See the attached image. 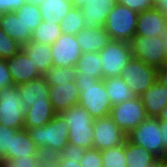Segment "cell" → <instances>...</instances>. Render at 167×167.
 Listing matches in <instances>:
<instances>
[{"instance_id": "6da1fadb", "label": "cell", "mask_w": 167, "mask_h": 167, "mask_svg": "<svg viewBox=\"0 0 167 167\" xmlns=\"http://www.w3.org/2000/svg\"><path fill=\"white\" fill-rule=\"evenodd\" d=\"M74 82L80 93L78 105L87 110L92 118L97 119L110 115L112 105L103 79H90L77 73Z\"/></svg>"}, {"instance_id": "7a4b0ae2", "label": "cell", "mask_w": 167, "mask_h": 167, "mask_svg": "<svg viewBox=\"0 0 167 167\" xmlns=\"http://www.w3.org/2000/svg\"><path fill=\"white\" fill-rule=\"evenodd\" d=\"M29 137L44 154L57 155L67 145L69 128L60 114L44 126L26 129Z\"/></svg>"}, {"instance_id": "3957f363", "label": "cell", "mask_w": 167, "mask_h": 167, "mask_svg": "<svg viewBox=\"0 0 167 167\" xmlns=\"http://www.w3.org/2000/svg\"><path fill=\"white\" fill-rule=\"evenodd\" d=\"M69 128L68 142L84 149L93 148L94 118L79 105L59 113Z\"/></svg>"}, {"instance_id": "277c9868", "label": "cell", "mask_w": 167, "mask_h": 167, "mask_svg": "<svg viewBox=\"0 0 167 167\" xmlns=\"http://www.w3.org/2000/svg\"><path fill=\"white\" fill-rule=\"evenodd\" d=\"M162 136L158 117L148 116L127 135V139L148 150L158 159L166 161L167 150Z\"/></svg>"}, {"instance_id": "5b68a950", "label": "cell", "mask_w": 167, "mask_h": 167, "mask_svg": "<svg viewBox=\"0 0 167 167\" xmlns=\"http://www.w3.org/2000/svg\"><path fill=\"white\" fill-rule=\"evenodd\" d=\"M27 108L18 86L0 89V124L11 129H23Z\"/></svg>"}, {"instance_id": "8992f818", "label": "cell", "mask_w": 167, "mask_h": 167, "mask_svg": "<svg viewBox=\"0 0 167 167\" xmlns=\"http://www.w3.org/2000/svg\"><path fill=\"white\" fill-rule=\"evenodd\" d=\"M139 13L116 3L104 24L111 40L130 42L135 36Z\"/></svg>"}, {"instance_id": "52a82bcc", "label": "cell", "mask_w": 167, "mask_h": 167, "mask_svg": "<svg viewBox=\"0 0 167 167\" xmlns=\"http://www.w3.org/2000/svg\"><path fill=\"white\" fill-rule=\"evenodd\" d=\"M129 44L133 58L141 60L147 65L158 69L167 62L162 36L144 37L142 35H135Z\"/></svg>"}, {"instance_id": "ba28073f", "label": "cell", "mask_w": 167, "mask_h": 167, "mask_svg": "<svg viewBox=\"0 0 167 167\" xmlns=\"http://www.w3.org/2000/svg\"><path fill=\"white\" fill-rule=\"evenodd\" d=\"M99 54L102 63V79L120 77L122 69L133 57L130 44L119 40H110Z\"/></svg>"}, {"instance_id": "9c48e42d", "label": "cell", "mask_w": 167, "mask_h": 167, "mask_svg": "<svg viewBox=\"0 0 167 167\" xmlns=\"http://www.w3.org/2000/svg\"><path fill=\"white\" fill-rule=\"evenodd\" d=\"M157 68L145 64L141 60L131 58L122 69L120 77L129 86L131 91L140 97L157 81Z\"/></svg>"}, {"instance_id": "30bf717a", "label": "cell", "mask_w": 167, "mask_h": 167, "mask_svg": "<svg viewBox=\"0 0 167 167\" xmlns=\"http://www.w3.org/2000/svg\"><path fill=\"white\" fill-rule=\"evenodd\" d=\"M110 117L128 135L141 122L146 120L148 116L141 98L135 97L112 106Z\"/></svg>"}, {"instance_id": "8fae6325", "label": "cell", "mask_w": 167, "mask_h": 167, "mask_svg": "<svg viewBox=\"0 0 167 167\" xmlns=\"http://www.w3.org/2000/svg\"><path fill=\"white\" fill-rule=\"evenodd\" d=\"M127 140L125 134L109 116L93 121V148L106 150L123 145Z\"/></svg>"}, {"instance_id": "7c38bea8", "label": "cell", "mask_w": 167, "mask_h": 167, "mask_svg": "<svg viewBox=\"0 0 167 167\" xmlns=\"http://www.w3.org/2000/svg\"><path fill=\"white\" fill-rule=\"evenodd\" d=\"M53 66H76L82 55L75 35L62 33L56 42L51 45Z\"/></svg>"}, {"instance_id": "4fadbf2b", "label": "cell", "mask_w": 167, "mask_h": 167, "mask_svg": "<svg viewBox=\"0 0 167 167\" xmlns=\"http://www.w3.org/2000/svg\"><path fill=\"white\" fill-rule=\"evenodd\" d=\"M7 65L13 83L16 86L42 77L38 72L37 67L22 49L10 59H7Z\"/></svg>"}, {"instance_id": "5bb4252c", "label": "cell", "mask_w": 167, "mask_h": 167, "mask_svg": "<svg viewBox=\"0 0 167 167\" xmlns=\"http://www.w3.org/2000/svg\"><path fill=\"white\" fill-rule=\"evenodd\" d=\"M80 93L75 82L57 83L49 86V99L54 111L60 112L78 105Z\"/></svg>"}, {"instance_id": "9a60e30c", "label": "cell", "mask_w": 167, "mask_h": 167, "mask_svg": "<svg viewBox=\"0 0 167 167\" xmlns=\"http://www.w3.org/2000/svg\"><path fill=\"white\" fill-rule=\"evenodd\" d=\"M167 30V22L162 12L153 7L139 13L135 35L144 37L163 36Z\"/></svg>"}, {"instance_id": "2e32d148", "label": "cell", "mask_w": 167, "mask_h": 167, "mask_svg": "<svg viewBox=\"0 0 167 167\" xmlns=\"http://www.w3.org/2000/svg\"><path fill=\"white\" fill-rule=\"evenodd\" d=\"M116 3L117 0H90L81 6L85 28L104 26L107 15Z\"/></svg>"}, {"instance_id": "e0dca14e", "label": "cell", "mask_w": 167, "mask_h": 167, "mask_svg": "<svg viewBox=\"0 0 167 167\" xmlns=\"http://www.w3.org/2000/svg\"><path fill=\"white\" fill-rule=\"evenodd\" d=\"M76 38L82 53L99 52L111 40L104 26L83 28L76 35Z\"/></svg>"}, {"instance_id": "ac0fdd59", "label": "cell", "mask_w": 167, "mask_h": 167, "mask_svg": "<svg viewBox=\"0 0 167 167\" xmlns=\"http://www.w3.org/2000/svg\"><path fill=\"white\" fill-rule=\"evenodd\" d=\"M22 50L29 56V59H31L42 76L53 66L51 45L31 40L27 44L22 45Z\"/></svg>"}, {"instance_id": "d6986e66", "label": "cell", "mask_w": 167, "mask_h": 167, "mask_svg": "<svg viewBox=\"0 0 167 167\" xmlns=\"http://www.w3.org/2000/svg\"><path fill=\"white\" fill-rule=\"evenodd\" d=\"M140 98L147 116L158 117L162 109L167 105V89L156 81Z\"/></svg>"}, {"instance_id": "ffe728a7", "label": "cell", "mask_w": 167, "mask_h": 167, "mask_svg": "<svg viewBox=\"0 0 167 167\" xmlns=\"http://www.w3.org/2000/svg\"><path fill=\"white\" fill-rule=\"evenodd\" d=\"M56 114L49 98L44 102L33 103L32 106L27 108V113L24 117V129L44 126L49 123Z\"/></svg>"}, {"instance_id": "44dd1931", "label": "cell", "mask_w": 167, "mask_h": 167, "mask_svg": "<svg viewBox=\"0 0 167 167\" xmlns=\"http://www.w3.org/2000/svg\"><path fill=\"white\" fill-rule=\"evenodd\" d=\"M1 29L21 46L31 41V30L25 25L22 19H19L15 12H8L4 15Z\"/></svg>"}, {"instance_id": "7402d4cb", "label": "cell", "mask_w": 167, "mask_h": 167, "mask_svg": "<svg viewBox=\"0 0 167 167\" xmlns=\"http://www.w3.org/2000/svg\"><path fill=\"white\" fill-rule=\"evenodd\" d=\"M34 154H42L34 141L29 137L26 129L18 130L12 137L11 150L3 159L27 157Z\"/></svg>"}, {"instance_id": "603a6c76", "label": "cell", "mask_w": 167, "mask_h": 167, "mask_svg": "<svg viewBox=\"0 0 167 167\" xmlns=\"http://www.w3.org/2000/svg\"><path fill=\"white\" fill-rule=\"evenodd\" d=\"M18 89L27 107L32 106L33 103L44 102L49 98V85L43 77L20 84Z\"/></svg>"}, {"instance_id": "cb8c5ba5", "label": "cell", "mask_w": 167, "mask_h": 167, "mask_svg": "<svg viewBox=\"0 0 167 167\" xmlns=\"http://www.w3.org/2000/svg\"><path fill=\"white\" fill-rule=\"evenodd\" d=\"M73 6L71 0H44L39 5L42 21L60 23Z\"/></svg>"}, {"instance_id": "d4e9b609", "label": "cell", "mask_w": 167, "mask_h": 167, "mask_svg": "<svg viewBox=\"0 0 167 167\" xmlns=\"http://www.w3.org/2000/svg\"><path fill=\"white\" fill-rule=\"evenodd\" d=\"M103 81L112 106L137 97L122 77L105 78Z\"/></svg>"}, {"instance_id": "484cf974", "label": "cell", "mask_w": 167, "mask_h": 167, "mask_svg": "<svg viewBox=\"0 0 167 167\" xmlns=\"http://www.w3.org/2000/svg\"><path fill=\"white\" fill-rule=\"evenodd\" d=\"M125 157L127 167H147L158 159L154 154L131 143L128 139L125 142Z\"/></svg>"}, {"instance_id": "4316f807", "label": "cell", "mask_w": 167, "mask_h": 167, "mask_svg": "<svg viewBox=\"0 0 167 167\" xmlns=\"http://www.w3.org/2000/svg\"><path fill=\"white\" fill-rule=\"evenodd\" d=\"M99 52L82 53L76 64L77 73L84 77L102 79V65Z\"/></svg>"}, {"instance_id": "83f0119b", "label": "cell", "mask_w": 167, "mask_h": 167, "mask_svg": "<svg viewBox=\"0 0 167 167\" xmlns=\"http://www.w3.org/2000/svg\"><path fill=\"white\" fill-rule=\"evenodd\" d=\"M61 34L60 23H46L42 21L32 32L31 40L53 45Z\"/></svg>"}, {"instance_id": "f1b7e54d", "label": "cell", "mask_w": 167, "mask_h": 167, "mask_svg": "<svg viewBox=\"0 0 167 167\" xmlns=\"http://www.w3.org/2000/svg\"><path fill=\"white\" fill-rule=\"evenodd\" d=\"M76 74V66H52L42 77L49 86H54L57 85V83L74 82Z\"/></svg>"}, {"instance_id": "f546056e", "label": "cell", "mask_w": 167, "mask_h": 167, "mask_svg": "<svg viewBox=\"0 0 167 167\" xmlns=\"http://www.w3.org/2000/svg\"><path fill=\"white\" fill-rule=\"evenodd\" d=\"M62 33L77 35L79 31L85 28L84 17L80 7L73 6L66 17L60 22Z\"/></svg>"}, {"instance_id": "4dcf8cb0", "label": "cell", "mask_w": 167, "mask_h": 167, "mask_svg": "<svg viewBox=\"0 0 167 167\" xmlns=\"http://www.w3.org/2000/svg\"><path fill=\"white\" fill-rule=\"evenodd\" d=\"M19 19L29 27L33 32L36 27L42 22L39 6L25 3L20 9L14 11Z\"/></svg>"}, {"instance_id": "1f68e13d", "label": "cell", "mask_w": 167, "mask_h": 167, "mask_svg": "<svg viewBox=\"0 0 167 167\" xmlns=\"http://www.w3.org/2000/svg\"><path fill=\"white\" fill-rule=\"evenodd\" d=\"M103 167H127L125 143L106 150H101Z\"/></svg>"}, {"instance_id": "d6a6232c", "label": "cell", "mask_w": 167, "mask_h": 167, "mask_svg": "<svg viewBox=\"0 0 167 167\" xmlns=\"http://www.w3.org/2000/svg\"><path fill=\"white\" fill-rule=\"evenodd\" d=\"M22 46L0 28V59H10Z\"/></svg>"}, {"instance_id": "836d02e7", "label": "cell", "mask_w": 167, "mask_h": 167, "mask_svg": "<svg viewBox=\"0 0 167 167\" xmlns=\"http://www.w3.org/2000/svg\"><path fill=\"white\" fill-rule=\"evenodd\" d=\"M41 154H34L27 157L2 159L1 167H38Z\"/></svg>"}, {"instance_id": "e575fe53", "label": "cell", "mask_w": 167, "mask_h": 167, "mask_svg": "<svg viewBox=\"0 0 167 167\" xmlns=\"http://www.w3.org/2000/svg\"><path fill=\"white\" fill-rule=\"evenodd\" d=\"M18 130L19 129H11L9 127H6L0 124V158L1 159H3L6 156V154L8 153V150H11L12 137Z\"/></svg>"}, {"instance_id": "d590c367", "label": "cell", "mask_w": 167, "mask_h": 167, "mask_svg": "<svg viewBox=\"0 0 167 167\" xmlns=\"http://www.w3.org/2000/svg\"><path fill=\"white\" fill-rule=\"evenodd\" d=\"M80 165L81 167H103L101 151L95 148L87 149Z\"/></svg>"}, {"instance_id": "8d00e7d4", "label": "cell", "mask_w": 167, "mask_h": 167, "mask_svg": "<svg viewBox=\"0 0 167 167\" xmlns=\"http://www.w3.org/2000/svg\"><path fill=\"white\" fill-rule=\"evenodd\" d=\"M86 149L67 143L57 154L58 160L82 159Z\"/></svg>"}, {"instance_id": "74e56055", "label": "cell", "mask_w": 167, "mask_h": 167, "mask_svg": "<svg viewBox=\"0 0 167 167\" xmlns=\"http://www.w3.org/2000/svg\"><path fill=\"white\" fill-rule=\"evenodd\" d=\"M122 6L128 7L137 13H141L146 9H151L155 7L154 0H117Z\"/></svg>"}, {"instance_id": "f35d334b", "label": "cell", "mask_w": 167, "mask_h": 167, "mask_svg": "<svg viewBox=\"0 0 167 167\" xmlns=\"http://www.w3.org/2000/svg\"><path fill=\"white\" fill-rule=\"evenodd\" d=\"M14 85L8 69L7 60L0 59V89Z\"/></svg>"}, {"instance_id": "ab89813d", "label": "cell", "mask_w": 167, "mask_h": 167, "mask_svg": "<svg viewBox=\"0 0 167 167\" xmlns=\"http://www.w3.org/2000/svg\"><path fill=\"white\" fill-rule=\"evenodd\" d=\"M25 3L26 0H0V12L4 14L14 12L20 9Z\"/></svg>"}, {"instance_id": "60d3db41", "label": "cell", "mask_w": 167, "mask_h": 167, "mask_svg": "<svg viewBox=\"0 0 167 167\" xmlns=\"http://www.w3.org/2000/svg\"><path fill=\"white\" fill-rule=\"evenodd\" d=\"M38 167H59L58 156L42 153Z\"/></svg>"}, {"instance_id": "b9f144b4", "label": "cell", "mask_w": 167, "mask_h": 167, "mask_svg": "<svg viewBox=\"0 0 167 167\" xmlns=\"http://www.w3.org/2000/svg\"><path fill=\"white\" fill-rule=\"evenodd\" d=\"M157 81L167 89V62L157 70Z\"/></svg>"}, {"instance_id": "7bdbcfd3", "label": "cell", "mask_w": 167, "mask_h": 167, "mask_svg": "<svg viewBox=\"0 0 167 167\" xmlns=\"http://www.w3.org/2000/svg\"><path fill=\"white\" fill-rule=\"evenodd\" d=\"M81 159L59 160V167H81Z\"/></svg>"}, {"instance_id": "ee69618b", "label": "cell", "mask_w": 167, "mask_h": 167, "mask_svg": "<svg viewBox=\"0 0 167 167\" xmlns=\"http://www.w3.org/2000/svg\"><path fill=\"white\" fill-rule=\"evenodd\" d=\"M155 7L158 8L162 12V14L167 22V0H158L155 3Z\"/></svg>"}, {"instance_id": "f6af8a7d", "label": "cell", "mask_w": 167, "mask_h": 167, "mask_svg": "<svg viewBox=\"0 0 167 167\" xmlns=\"http://www.w3.org/2000/svg\"><path fill=\"white\" fill-rule=\"evenodd\" d=\"M162 137L165 143V148L167 150V122H160Z\"/></svg>"}, {"instance_id": "bcb514c9", "label": "cell", "mask_w": 167, "mask_h": 167, "mask_svg": "<svg viewBox=\"0 0 167 167\" xmlns=\"http://www.w3.org/2000/svg\"><path fill=\"white\" fill-rule=\"evenodd\" d=\"M158 119L160 122H167V105L162 109Z\"/></svg>"}, {"instance_id": "7dc6e473", "label": "cell", "mask_w": 167, "mask_h": 167, "mask_svg": "<svg viewBox=\"0 0 167 167\" xmlns=\"http://www.w3.org/2000/svg\"><path fill=\"white\" fill-rule=\"evenodd\" d=\"M75 7H81L90 0H71Z\"/></svg>"}, {"instance_id": "c3c4849f", "label": "cell", "mask_w": 167, "mask_h": 167, "mask_svg": "<svg viewBox=\"0 0 167 167\" xmlns=\"http://www.w3.org/2000/svg\"><path fill=\"white\" fill-rule=\"evenodd\" d=\"M165 161L157 159L154 163L150 164L147 167H160Z\"/></svg>"}, {"instance_id": "681fc988", "label": "cell", "mask_w": 167, "mask_h": 167, "mask_svg": "<svg viewBox=\"0 0 167 167\" xmlns=\"http://www.w3.org/2000/svg\"><path fill=\"white\" fill-rule=\"evenodd\" d=\"M44 0H26L27 3L39 6Z\"/></svg>"}, {"instance_id": "f907efd6", "label": "cell", "mask_w": 167, "mask_h": 167, "mask_svg": "<svg viewBox=\"0 0 167 167\" xmlns=\"http://www.w3.org/2000/svg\"><path fill=\"white\" fill-rule=\"evenodd\" d=\"M162 37H163L164 47H165L166 56H167V30H166V32L163 34Z\"/></svg>"}, {"instance_id": "816d5d0a", "label": "cell", "mask_w": 167, "mask_h": 167, "mask_svg": "<svg viewBox=\"0 0 167 167\" xmlns=\"http://www.w3.org/2000/svg\"><path fill=\"white\" fill-rule=\"evenodd\" d=\"M4 15H5L4 13L0 12V28H1V23H2Z\"/></svg>"}, {"instance_id": "f5cc1de1", "label": "cell", "mask_w": 167, "mask_h": 167, "mask_svg": "<svg viewBox=\"0 0 167 167\" xmlns=\"http://www.w3.org/2000/svg\"><path fill=\"white\" fill-rule=\"evenodd\" d=\"M160 167H167V162L165 161Z\"/></svg>"}]
</instances>
